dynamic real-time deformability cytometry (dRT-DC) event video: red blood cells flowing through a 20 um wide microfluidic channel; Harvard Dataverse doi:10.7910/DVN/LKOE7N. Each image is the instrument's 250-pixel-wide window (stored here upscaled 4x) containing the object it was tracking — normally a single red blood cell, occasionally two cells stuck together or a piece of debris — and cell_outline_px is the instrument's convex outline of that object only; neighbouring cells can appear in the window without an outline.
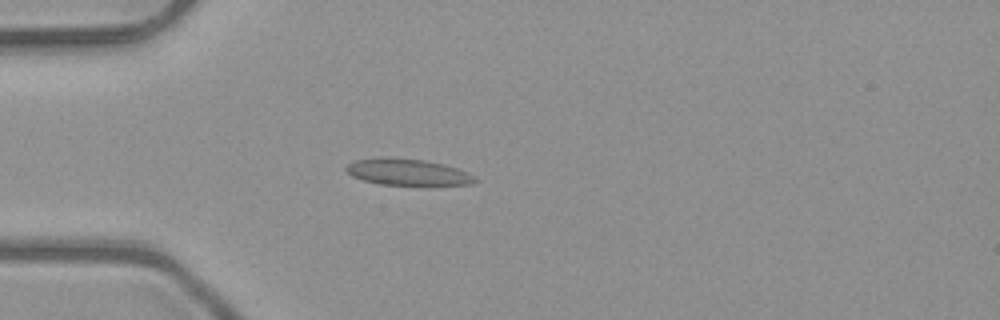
{"species": "common noctule bat (a hibernating species)", "species_latin": "Nyctalus noctula", "temperature_condition": "room temperature", "stored_images_in_passage": 51, "camera_frame_rate_fps": 3000, "um_per_image_px": 0.085, "animal": {"sex": "male", "body_mass_g": 23.1, "forearm_length_mm": 52.7}, "frame": {"image": 1, "passage_image": 15, "time_ms": 4.667, "image_size_px": [1000, 320], "cell_outline_px": [[476, 180], [472, 184], [428, 188], [380, 184], [364, 180], [352, 176], [344, 168], [348, 164], [356, 160], [380, 156], [424, 160], [456, 168], [468, 172]], "centroid_in_image_um": [34.68, 14.68], "position_along_channel_um": 50.3, "area_um2": 20.69}}
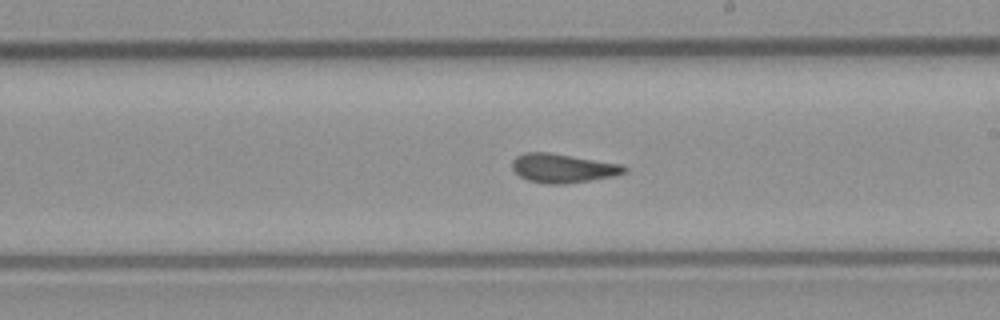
{"frame": {"image": 2, "passage_image": 30, "time_ms": 9.667, "image_size_px": [1000, 320], "cell_outline_px": [[628, 172], [612, 176], [564, 184], [544, 184], [528, 180], [520, 176], [512, 168], [512, 160], [516, 156], [524, 152], [548, 152], [624, 164], [628, 168]], "centroid_in_image_um": [47.85, 14.29], "position_along_channel_um": 241.1, "area_um2": 19.02}}
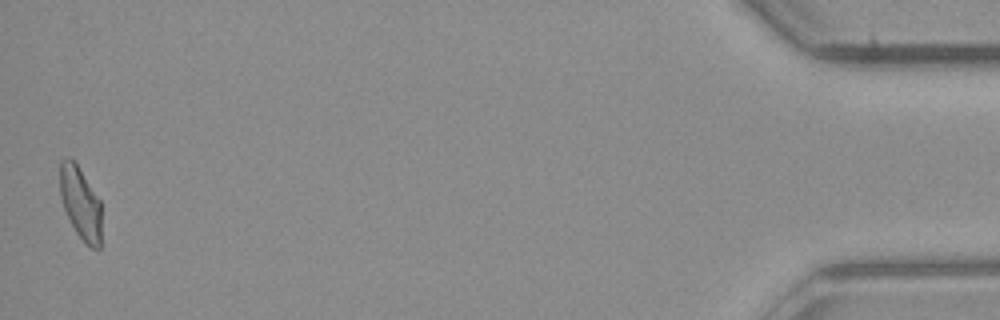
{"frame": {"image": 3, "passage_image": 51, "time_ms": 16.667, "image_size_px": [1000, 320], "cell_outline_px": [[100, 248], [92, 248], [76, 232], [64, 208], [60, 196], [60, 160], [68, 156], [76, 164], [100, 200]], "centroid_in_image_um": [6.82, 17.22], "position_along_channel_um": 428.4, "area_um2": 17.05}, "authors_computed_cell_mechanics": {"area_um2": 18.6694, "velocity_mm_per_s": 4.0512, "shape_relaxation_time_tau1_ms": null, "shape_relaxation_time_tau2_ms": 0.7553, "deformation_change_tau1": null, "deformation_change_tau2": 0.0698}}